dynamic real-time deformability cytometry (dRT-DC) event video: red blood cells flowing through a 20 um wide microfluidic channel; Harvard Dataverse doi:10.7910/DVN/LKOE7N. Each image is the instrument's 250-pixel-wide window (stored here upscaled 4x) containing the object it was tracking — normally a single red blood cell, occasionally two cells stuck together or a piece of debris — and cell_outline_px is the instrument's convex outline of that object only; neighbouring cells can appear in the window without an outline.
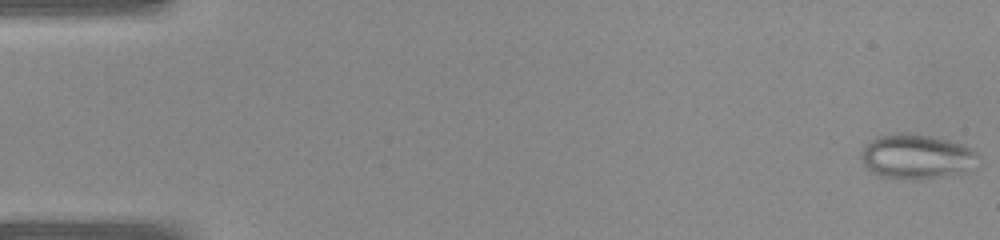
{"species": "common noctule bat (a hibernating species)", "species_latin": "Nyctalus noctula", "temperature_condition": "warm", "stored_images_in_passage": 42, "camera_frame_rate_fps": 3000, "um_per_image_px": 0.085, "animal": {"sex": "female", "body_mass_g": 22.0, "forearm_length_mm": 56.7}, "frame": {"image": 1, "passage_image": 1, "time_ms": 0.0, "image_size_px": [1000, 240], "cell_outline_px": [[980, 156], [964, 172], [944, 176], [880, 176], [868, 168], [864, 164], [860, 156], [864, 148], [876, 136], [892, 132], [908, 132], [932, 136], [948, 140], [972, 148]], "centroid_in_image_um": [77.89, 13.23], "position_along_channel_um": 7.1, "area_um2": 29.42}}
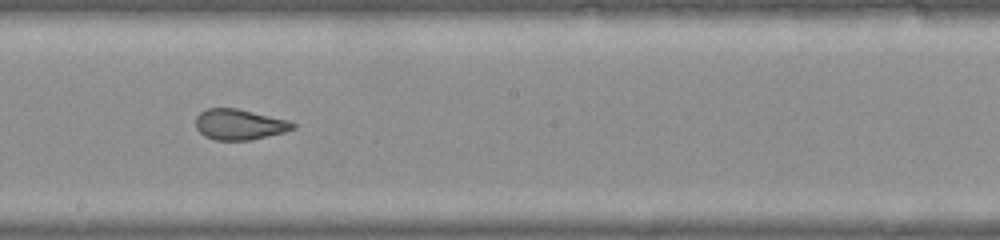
{"frame": {"image": 2, "passage_image": 23, "time_ms": 7.333, "image_size_px": [1000, 240], "cell_outline_px": [[296, 128], [284, 132], [252, 140], [216, 140], [204, 136], [196, 128], [196, 116], [200, 112], [208, 108], [236, 108], [288, 120], [296, 124]], "centroid_in_image_um": [20.35, 10.58], "position_along_channel_um": 227.9, "area_um2": 17.34}}
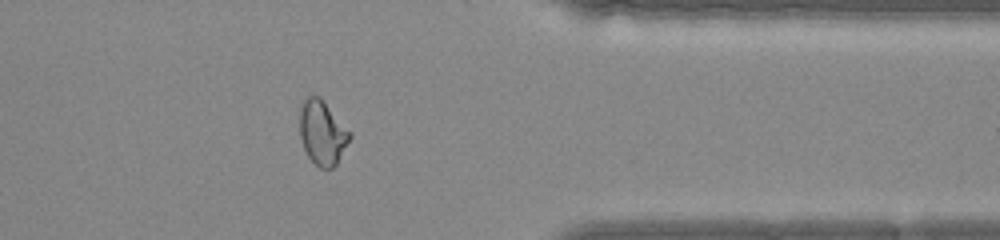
{"frame": {"image": 3, "passage_image": 33, "time_ms": 10.667, "image_size_px": [1000, 240], "cell_outline_px": [[352, 136], [336, 164], [332, 168], [320, 168], [308, 156], [304, 148], [300, 136], [300, 108], [304, 100], [308, 96], [320, 96], [324, 100], [352, 132]], "centroid_in_image_um": [27.42, 11.25], "position_along_channel_um": 384.0, "area_um2": 18.79}}